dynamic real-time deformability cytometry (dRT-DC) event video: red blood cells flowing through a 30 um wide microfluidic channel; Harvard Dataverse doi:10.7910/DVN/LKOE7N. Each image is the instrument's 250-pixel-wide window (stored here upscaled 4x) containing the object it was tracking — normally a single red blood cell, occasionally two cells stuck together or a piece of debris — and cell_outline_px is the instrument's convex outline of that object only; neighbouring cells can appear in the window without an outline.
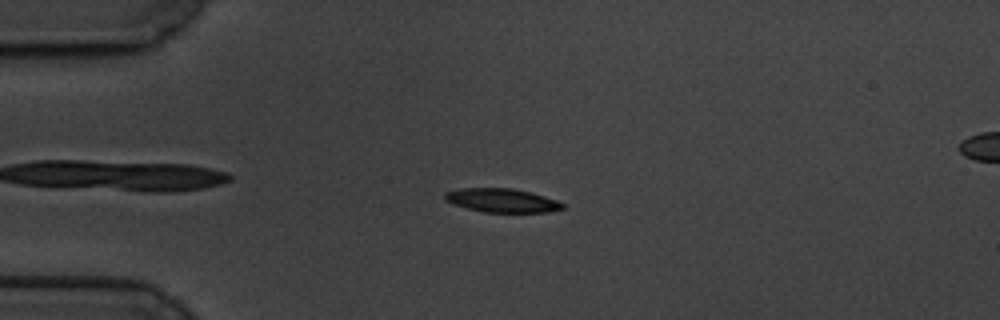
{"species": "common noctule bat (a hibernating species)", "species_latin": "Nyctalus noctula", "temperature_condition": "cold", "stored_images_in_passage": 56, "camera_frame_rate_fps": 3000, "um_per_image_px": 0.085, "animal": {"sex": "male", "body_mass_g": 19.5, "forearm_length_mm": 54.6}, "frame": {"image": 1, "passage_image": 11, "time_ms": 3.333, "image_size_px": [1000, 320], "cell_outline_px": [[564, 208], [548, 212], [484, 212], [452, 204], [444, 200], [444, 192], [460, 188], [512, 188], [532, 192], [556, 200], [564, 204]], "centroid_in_image_um": [42.64, 17.03], "position_along_channel_um": 42.4, "area_um2": 16.36}}
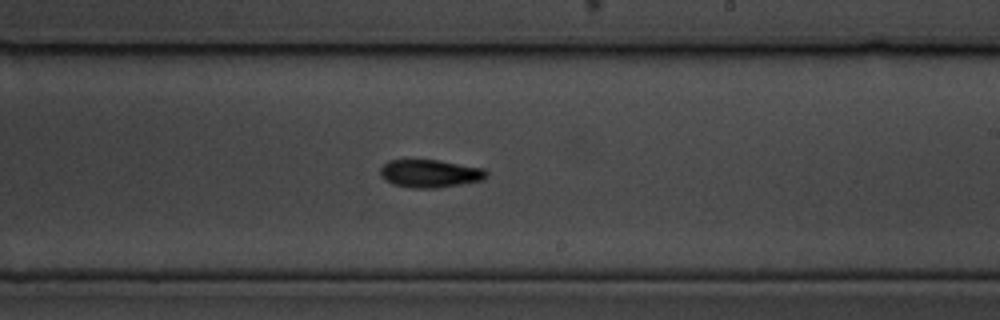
{"frame": {"image": 2, "passage_image": 32, "time_ms": 10.333, "image_size_px": [1000, 320], "cell_outline_px": [[488, 176], [484, 180], [436, 188], [412, 188], [392, 184], [384, 180], [380, 176], [380, 168], [388, 160], [440, 160], [484, 168], [488, 172]], "centroid_in_image_um": [36.55, 14.75], "position_along_channel_um": 252.4, "area_um2": 17.46}}
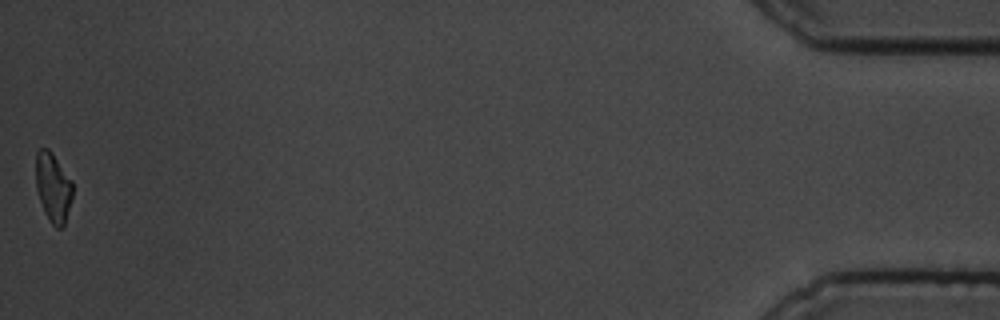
{"frame": {"image": 3, "passage_image": 56, "time_ms": 18.333, "image_size_px": [1000, 320], "cell_outline_px": [[72, 196], [64, 228], [56, 228], [52, 224], [44, 212], [36, 188], [36, 152], [40, 148], [48, 148], [52, 152], [72, 180]], "centroid_in_image_um": [4.52, 15.93], "position_along_channel_um": 430.7, "area_um2": 14.91}, "authors_computed_cell_mechanics": {"area_um2": 16.4441, "velocity_mm_per_s": 3.3722, "shape_relaxation_time_tau1_ms": 3.2532, "shape_relaxation_time_tau2_ms": 4.1744, "deformation_change_tau1": 0.1188, "deformation_change_tau2": 0.1093}}